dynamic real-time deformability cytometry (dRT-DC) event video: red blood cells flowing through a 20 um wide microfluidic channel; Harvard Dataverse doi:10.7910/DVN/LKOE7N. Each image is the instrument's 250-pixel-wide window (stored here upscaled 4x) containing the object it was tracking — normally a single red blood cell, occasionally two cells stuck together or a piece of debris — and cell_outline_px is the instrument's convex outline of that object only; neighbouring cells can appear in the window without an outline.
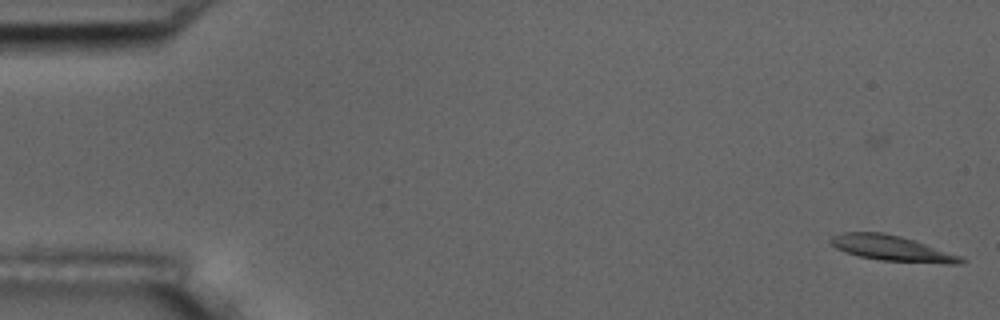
{"species": "common noctule bat (a hibernating species)", "species_latin": "Nyctalus noctula", "temperature_condition": "room temperature", "stored_images_in_passage": 2, "camera_frame_rate_fps": 3000, "um_per_image_px": 0.085, "animal": {"sex": "male", "body_mass_g": 17.5, "forearm_length_mm": 52.3}, "frame": {"image": 1, "passage_image": 2, "time_ms": 0.333, "image_size_px": [1000, 320], "cell_outline_px": [[968, 260], [960, 264], [944, 264], [880, 260], [860, 256], [844, 252], [836, 248], [828, 240], [832, 236], [840, 232], [884, 232], [916, 240], [964, 256]], "centroid_in_image_um": [75.89, 21.11], "position_along_channel_um": 9.1, "area_um2": 19.83}}